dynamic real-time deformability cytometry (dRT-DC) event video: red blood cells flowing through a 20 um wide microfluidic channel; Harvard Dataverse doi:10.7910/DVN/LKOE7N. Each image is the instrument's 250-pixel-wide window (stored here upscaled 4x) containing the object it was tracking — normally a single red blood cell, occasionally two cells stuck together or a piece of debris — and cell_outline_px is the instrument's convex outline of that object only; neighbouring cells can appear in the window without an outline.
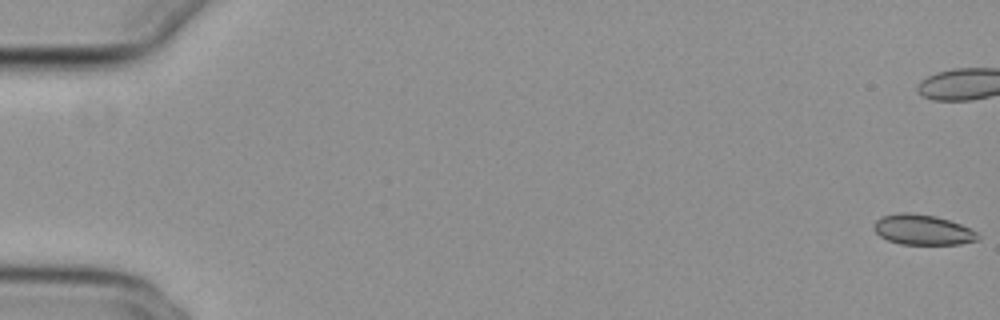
{"species": "common noctule bat (a hibernating species)", "species_latin": "Nyctalus noctula", "temperature_condition": "cold", "stored_images_in_passage": 57, "camera_frame_rate_fps": 3000, "um_per_image_px": 0.085, "animal": {"sex": "female", "body_mass_g": 29.2, "forearm_length_mm": 56.3}, "frame": {"image": 1, "passage_image": 1, "time_ms": 0.0, "image_size_px": [1000, 320], "cell_outline_px": [[980, 240], [960, 244], [900, 244], [888, 240], [880, 236], [872, 228], [876, 220], [880, 216], [900, 212], [908, 212], [936, 216], [960, 224], [976, 232], [980, 236]], "centroid_in_image_um": [78.41, 19.53], "position_along_channel_um": 6.6, "area_um2": 18.38}}
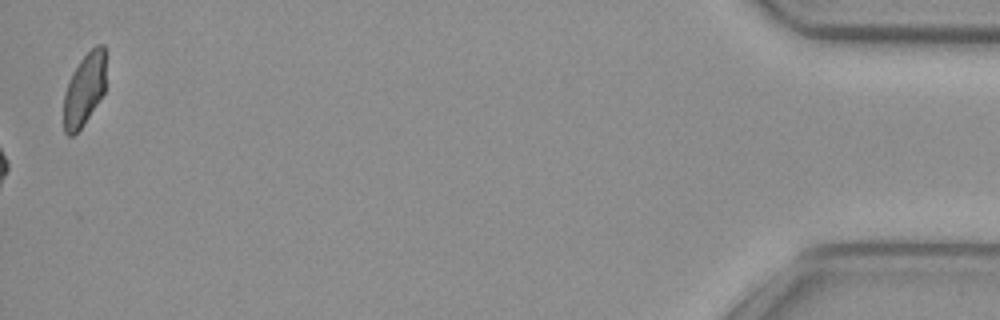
{"frame": {"image": 2, "passage_image": 57, "time_ms": 18.667, "image_size_px": [1000, 320], "cell_outline_px": [[104, 92], [84, 124], [72, 136], [68, 136], [64, 132], [64, 96], [68, 80], [72, 72], [80, 60], [96, 44], [104, 44]], "centroid_in_image_um": [7.14, 7.61], "position_along_channel_um": 428.1, "area_um2": 17.57}, "authors_computed_cell_mechanics": {"area_um2": 19.1318, "velocity_mm_per_s": 3.8268, "shape_relaxation_time_tau1_ms": null, "shape_relaxation_time_tau2_ms": 3.6933, "deformation_change_tau1": null, "deformation_change_tau2": 0.0828}}